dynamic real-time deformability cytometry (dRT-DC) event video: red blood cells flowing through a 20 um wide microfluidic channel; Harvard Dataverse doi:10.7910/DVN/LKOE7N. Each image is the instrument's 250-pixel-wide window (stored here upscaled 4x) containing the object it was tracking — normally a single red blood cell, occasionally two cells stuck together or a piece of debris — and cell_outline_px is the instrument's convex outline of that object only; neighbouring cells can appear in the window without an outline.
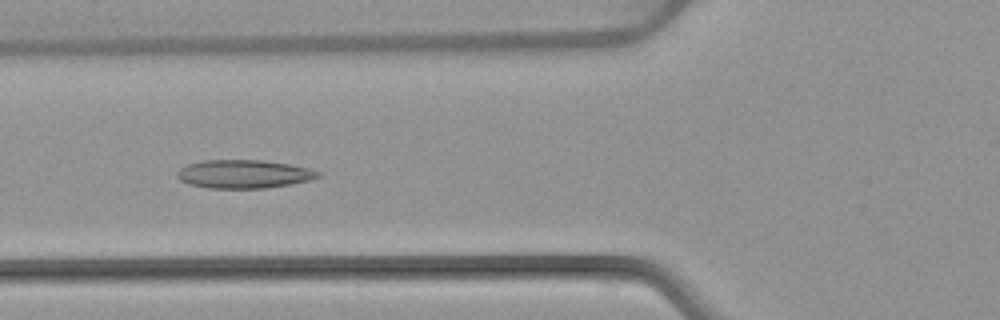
{"species": "common noctule bat (a hibernating species)", "species_latin": "Nyctalus noctula", "temperature_condition": "warm", "stored_images_in_passage": 53, "camera_frame_rate_fps": 3000, "um_per_image_px": 0.085, "animal": {"sex": "female", "body_mass_g": 22.7, "forearm_length_mm": 54.2}, "frame": {"image": 1, "passage_image": 20, "time_ms": 6.333, "image_size_px": [1000, 320], "cell_outline_px": [[320, 176], [312, 180], [292, 184], [264, 188], [208, 188], [188, 184], [180, 180], [176, 176], [176, 172], [180, 168], [188, 164], [204, 160], [264, 160], [288, 164], [308, 168], [320, 172]], "centroid_in_image_um": [20.71, 14.79], "position_along_channel_um": 105.1, "area_um2": 23.41}}
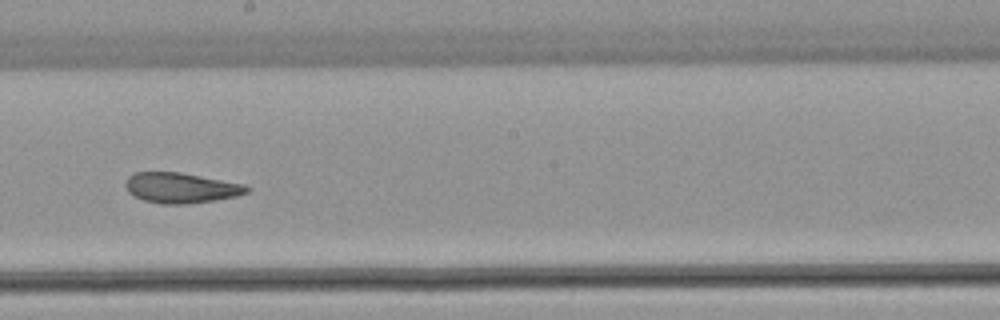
{"frame": {"image": 2, "passage_image": 30, "time_ms": 9.667, "image_size_px": [1000, 320], "cell_outline_px": [[252, 188], [248, 192], [236, 196], [216, 200], [188, 204], [160, 204], [144, 200], [128, 192], [124, 184], [128, 176], [136, 172], [180, 172], [244, 184]], "centroid_in_image_um": [15.38, 15.97], "position_along_channel_um": 232.8, "area_um2": 21.5}}
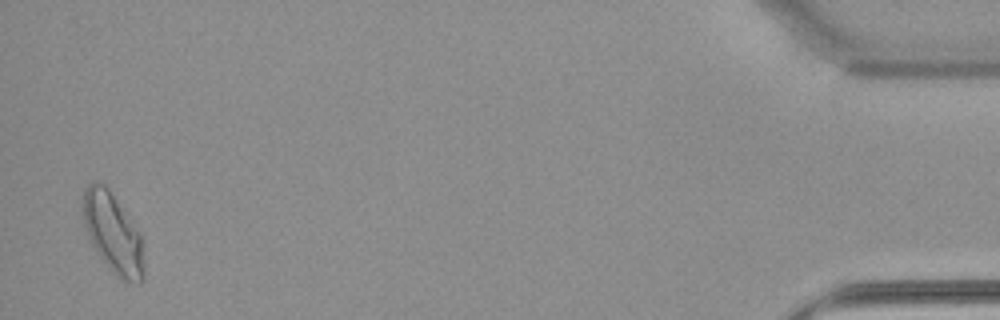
{"frame": {"image": 3, "passage_image": 52, "time_ms": 17.0, "image_size_px": [1000, 320], "cell_outline_px": [[144, 276], [140, 284], [124, 280], [116, 276], [108, 268], [100, 256], [88, 236], [84, 224], [84, 188], [88, 184], [96, 180], [104, 184], [108, 188], [140, 232], [144, 264]], "centroid_in_image_um": [9.62, 19.83], "position_along_channel_um": 425.6, "area_um2": 28.09}, "authors_computed_cell_mechanics": {"area_um2": 23.409, "velocity_mm_per_s": 3.831, "shape_relaxation_time_tau1_ms": null, "shape_relaxation_time_tau2_ms": 2.4765, "deformation_change_tau1": null, "deformation_change_tau2": 0.0878}}